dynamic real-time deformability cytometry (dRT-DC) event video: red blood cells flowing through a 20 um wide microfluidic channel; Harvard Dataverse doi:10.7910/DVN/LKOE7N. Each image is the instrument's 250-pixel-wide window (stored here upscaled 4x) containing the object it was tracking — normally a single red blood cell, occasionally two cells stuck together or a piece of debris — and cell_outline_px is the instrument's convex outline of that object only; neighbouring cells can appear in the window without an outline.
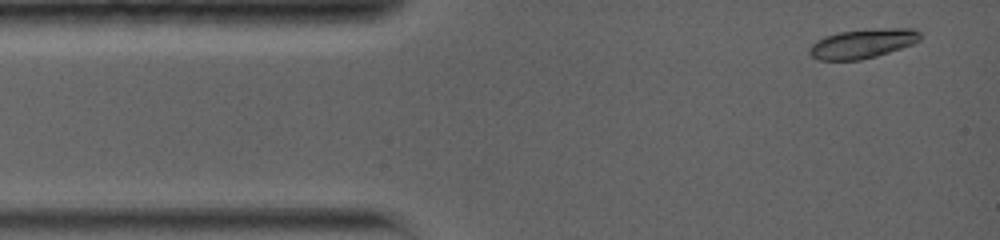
{"species": "common noctule bat (a hibernating species)", "species_latin": "Nyctalus noctula", "temperature_condition": "warm", "stored_images_in_passage": 46, "camera_frame_rate_fps": 5000, "um_per_image_px": 0.085, "animal": {"sex": "female", "body_mass_g": 19.0, "forearm_length_mm": 56.7}, "frame": {"image": 1, "passage_image": 2, "time_ms": 0.4, "image_size_px": [1000, 240], "cell_outline_px": [[920, 40], [912, 44], [876, 56], [860, 60], [820, 60], [812, 56], [808, 52], [808, 48], [816, 40], [824, 36], [840, 32], [884, 28], [912, 28], [920, 32]], "centroid_in_image_um": [73.3, 3.7], "position_along_channel_um": 11.7, "area_um2": 18.79}}
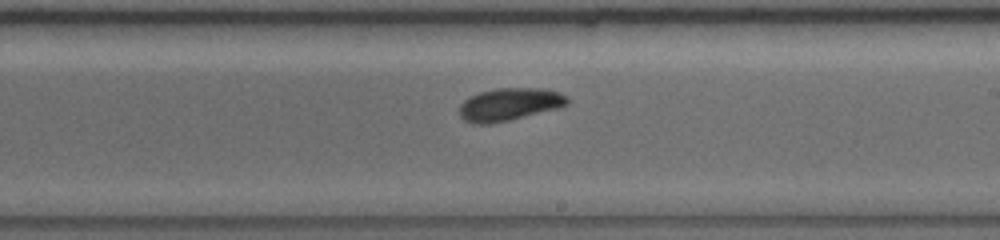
{"frame": {"image": 2, "passage_image": 27, "time_ms": 8.2, "image_size_px": [1000, 240], "cell_outline_px": [[568, 104], [560, 108], [492, 124], [472, 124], [464, 120], [460, 116], [460, 104], [464, 100], [480, 92], [496, 88], [544, 88], [560, 92], [568, 96]], "centroid_in_image_um": [43.33, 8.87], "position_along_channel_um": 245.7, "area_um2": 20.69}}
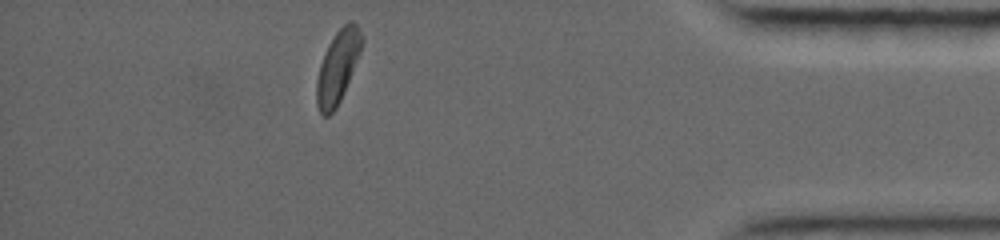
{"frame": {"image": 3, "passage_image": 46, "time_ms": 13.6, "image_size_px": [1000, 240], "cell_outline_px": [[364, 40], [360, 52], [344, 92], [336, 108], [328, 116], [324, 116], [320, 112], [316, 104], [316, 80], [320, 64], [328, 44], [336, 32], [348, 20], [352, 20], [356, 24]], "centroid_in_image_um": [28.69, 5.68], "position_along_channel_um": 406.5, "area_um2": 18.96}, "authors_computed_cell_mechanics": {"area_um2": 19.5942, "velocity_mm_per_s": 3.7746, "shape_relaxation_time_tau1_ms": 4.5707, "shape_relaxation_time_tau2_ms": null, "deformation_change_tau1": 0.1284, "deformation_change_tau2": null}}